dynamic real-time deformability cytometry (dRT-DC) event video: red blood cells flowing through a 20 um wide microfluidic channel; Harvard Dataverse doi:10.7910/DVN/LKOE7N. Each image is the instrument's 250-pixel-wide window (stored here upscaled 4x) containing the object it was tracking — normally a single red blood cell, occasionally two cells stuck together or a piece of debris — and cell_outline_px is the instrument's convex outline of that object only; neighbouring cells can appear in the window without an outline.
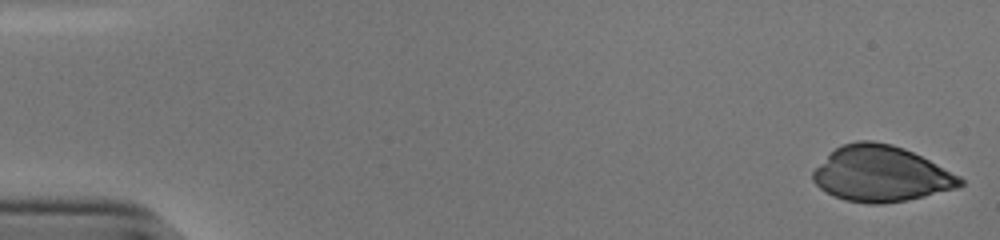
{"species": "human", "species_latin": "Homo sapiens", "temperature_condition": "cold", "stored_images_in_passage": 53, "camera_frame_rate_fps": 3000, "um_per_image_px": 0.085, "donor": {"sex": "male"}, "frame": {"image": 1, "passage_image": 1, "time_ms": 0.0, "image_size_px": [1000, 240], "cell_outline_px": [[964, 184], [960, 188], [908, 200], [880, 204], [868, 204], [844, 200], [820, 188], [812, 180], [812, 172], [836, 148], [844, 144], [856, 140], [872, 140], [892, 144], [904, 148], [960, 176], [964, 180]], "centroid_in_image_um": [74.92, 14.79], "position_along_channel_um": 10.1, "area_um2": 47.57}}
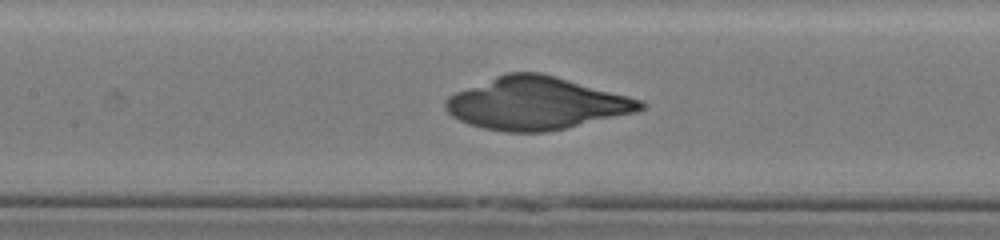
{"frame": {"image": 2, "passage_image": 25, "time_ms": 8.0, "image_size_px": [1000, 240], "cell_outline_px": [[648, 104], [644, 108], [636, 112], [564, 128], [544, 132], [504, 132], [484, 128], [468, 124], [452, 116], [444, 108], [444, 100], [448, 96], [456, 92], [496, 76], [508, 72], [540, 72], [644, 100]], "centroid_in_image_um": [45.58, 8.78], "position_along_channel_um": 161.8, "area_um2": 59.3}}
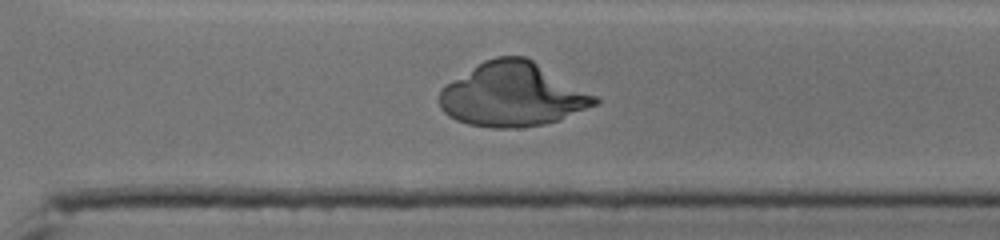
{"frame": {"image": 3, "passage_image": 38, "time_ms": 12.333, "image_size_px": [1000, 240], "cell_outline_px": [[600, 104], [560, 120], [544, 124], [516, 128], [492, 128], [468, 124], [456, 120], [448, 116], [440, 108], [440, 88], [444, 84], [484, 60], [496, 56], [524, 56], [532, 60], [596, 96], [600, 100]], "centroid_in_image_um": [43.55, 8.06], "position_along_channel_um": 327.0, "area_um2": 57.97}}